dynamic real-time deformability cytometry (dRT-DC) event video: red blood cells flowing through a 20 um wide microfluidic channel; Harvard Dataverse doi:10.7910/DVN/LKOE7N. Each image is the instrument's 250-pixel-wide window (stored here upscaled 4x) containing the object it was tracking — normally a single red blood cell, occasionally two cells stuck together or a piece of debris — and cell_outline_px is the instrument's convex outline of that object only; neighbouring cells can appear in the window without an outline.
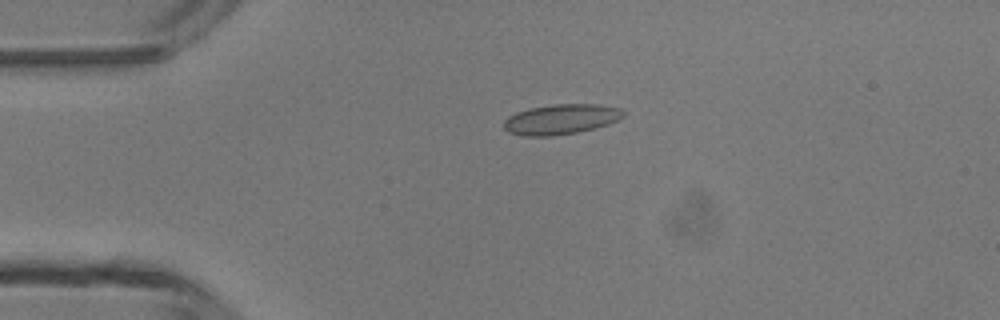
{"species": "common noctule bat (a hibernating species)", "species_latin": "Nyctalus noctula", "temperature_condition": "room temperature", "stored_images_in_passage": 4, "camera_frame_rate_fps": 3000, "um_per_image_px": 0.085, "animal": {"sex": "male", "body_mass_g": 13.3}, "frame": {"image": 1, "passage_image": 4, "time_ms": 3.333, "image_size_px": [1000, 320], "cell_outline_px": [[624, 116], [608, 124], [596, 128], [576, 132], [548, 136], [524, 136], [508, 132], [504, 128], [504, 120], [508, 116], [516, 112], [532, 108], [552, 104], [600, 104], [620, 108], [624, 112]], "centroid_in_image_um": [47.68, 10.13], "position_along_channel_um": 37.3, "area_um2": 20.92}}